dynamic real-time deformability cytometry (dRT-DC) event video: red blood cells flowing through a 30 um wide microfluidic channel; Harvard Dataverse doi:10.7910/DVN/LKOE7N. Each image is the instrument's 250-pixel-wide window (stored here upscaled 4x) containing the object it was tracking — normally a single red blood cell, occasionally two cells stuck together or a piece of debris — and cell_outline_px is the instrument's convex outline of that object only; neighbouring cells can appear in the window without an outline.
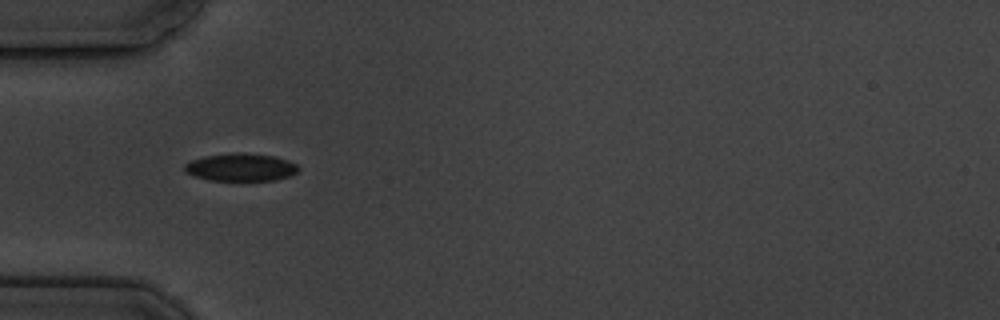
{"species": "common noctule bat (a hibernating species)", "species_latin": "Nyctalus noctula", "temperature_condition": "cold", "stored_images_in_passage": 9, "camera_frame_rate_fps": 3000, "um_per_image_px": 0.085, "animal": {"sex": "male", "body_mass_g": 19.5, "forearm_length_mm": 54.6}, "frame": {"image": 1, "passage_image": 6, "time_ms": 5.667, "image_size_px": [1000, 320], "cell_outline_px": [[300, 168], [296, 172], [288, 176], [276, 180], [208, 180], [196, 176], [188, 172], [184, 168], [184, 164], [192, 160], [204, 156], [232, 152], [244, 152], [276, 156], [288, 160], [296, 164]], "centroid_in_image_um": [20.49, 14.19], "position_along_channel_um": 64.5, "area_um2": 18.38}}
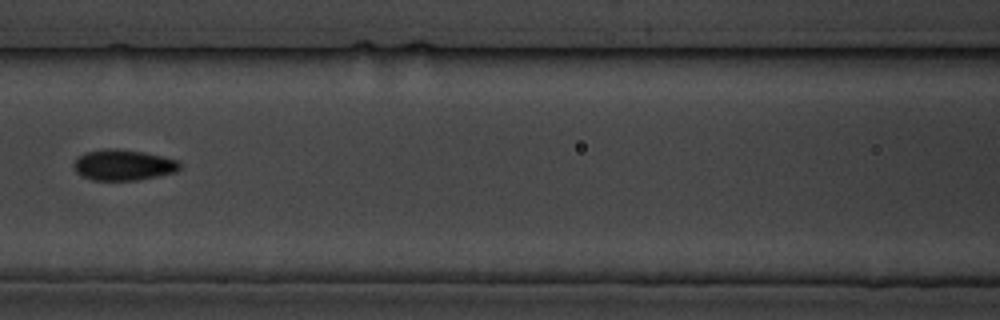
{"frame": {"image": 2, "passage_image": 8, "time_ms": 8.333, "image_size_px": [1000, 320], "cell_outline_px": [[180, 168], [176, 172], [136, 180], [92, 180], [80, 176], [72, 168], [72, 164], [84, 152], [104, 148], [116, 148], [144, 152], [176, 160], [180, 164]], "centroid_in_image_um": [10.41, 14.02], "position_along_channel_um": 156.2, "area_um2": 19.07}}